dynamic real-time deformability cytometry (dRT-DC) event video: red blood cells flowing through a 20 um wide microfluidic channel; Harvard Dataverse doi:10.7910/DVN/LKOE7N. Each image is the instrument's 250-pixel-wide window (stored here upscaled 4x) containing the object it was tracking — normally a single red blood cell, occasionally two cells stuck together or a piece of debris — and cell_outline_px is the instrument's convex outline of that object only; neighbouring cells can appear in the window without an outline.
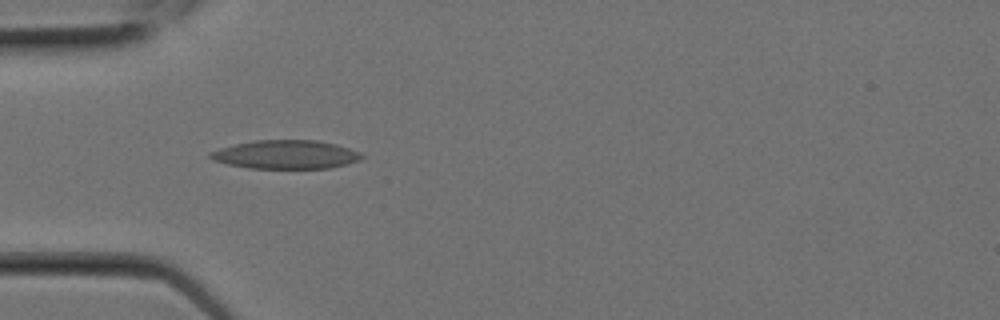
{"species": "Egyptian fruit bat (a non-hibernating species)", "species_latin": "Rousettus aegyptiacus", "temperature_condition": "room temperature", "stored_images_in_passage": 4, "camera_frame_rate_fps": 3000, "um_per_image_px": 0.085, "animal": {"sex": "female"}, "frame": {"image": 1, "passage_image": 3, "time_ms": 0.667, "image_size_px": [1000, 320], "cell_outline_px": [[364, 156], [360, 160], [348, 164], [328, 168], [248, 168], [228, 164], [212, 160], [208, 156], [208, 152], [220, 148], [236, 144], [256, 140], [316, 140], [336, 144], [360, 152]], "centroid_in_image_um": [24.29, 13.13], "position_along_channel_um": 60.7, "area_um2": 25.26}}
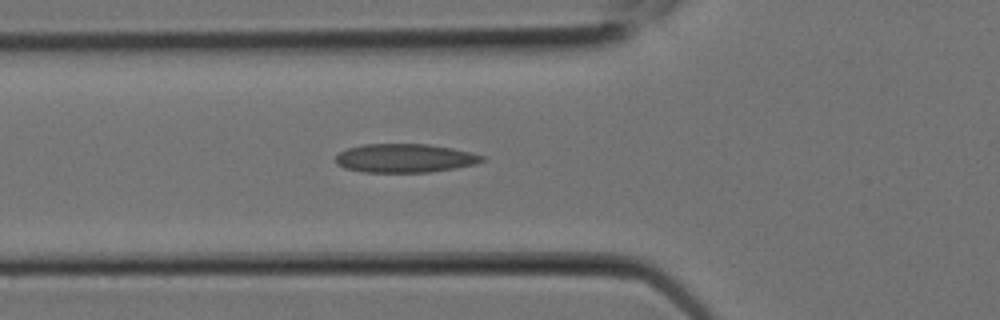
{"frame": {"image": 2, "passage_image": 4, "time_ms": 1.0, "image_size_px": [1000, 320], "cell_outline_px": [[488, 156], [484, 160], [476, 164], [456, 168], [428, 172], [364, 172], [344, 168], [336, 164], [336, 156], [340, 152], [348, 148], [364, 144], [428, 144], [452, 148], [472, 152]], "centroid_in_image_um": [34.45, 13.44], "position_along_channel_um": 91.3, "area_um2": 24.62}}